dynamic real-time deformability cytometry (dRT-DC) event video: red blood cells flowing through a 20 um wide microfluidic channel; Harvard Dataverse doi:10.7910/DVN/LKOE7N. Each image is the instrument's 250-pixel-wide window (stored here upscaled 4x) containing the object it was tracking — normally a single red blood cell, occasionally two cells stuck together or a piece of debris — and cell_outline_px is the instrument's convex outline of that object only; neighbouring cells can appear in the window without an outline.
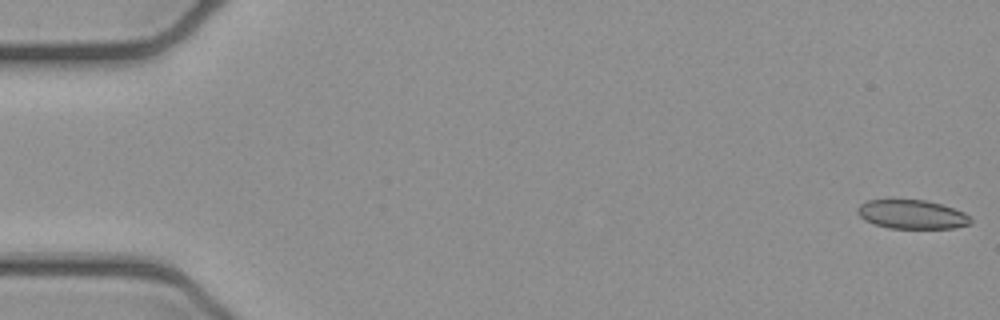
{"species": "common noctule bat (a hibernating species)", "species_latin": "Nyctalus noctula", "temperature_condition": "cold", "stored_images_in_passage": 5, "camera_frame_rate_fps": 3000, "um_per_image_px": 0.085, "animal": {"sex": "female", "body_mass_g": 21.9}, "frame": {"image": 1, "passage_image": 1, "time_ms": 0.0, "image_size_px": [1000, 320], "cell_outline_px": [[972, 224], [952, 228], [888, 228], [864, 220], [856, 212], [856, 208], [860, 204], [868, 200], [924, 200], [940, 204], [964, 212], [972, 216]], "centroid_in_image_um": [77.53, 18.23], "position_along_channel_um": 7.5, "area_um2": 19.07}}
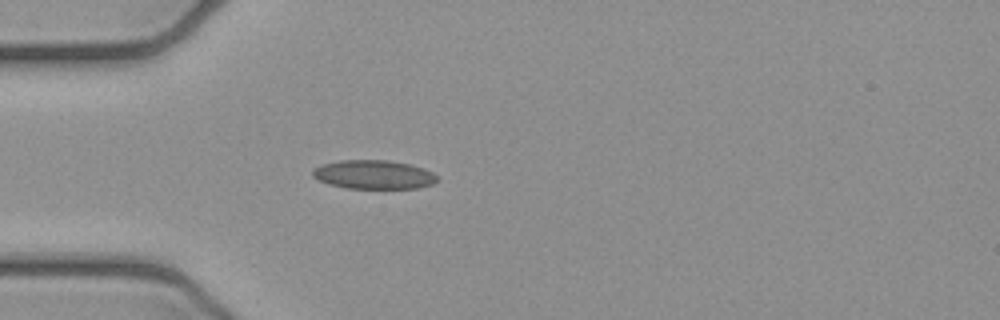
{"frame": {"image": 2, "passage_image": 5, "time_ms": 1.333, "image_size_px": [1000, 320], "cell_outline_px": [[436, 180], [432, 184], [416, 188], [344, 188], [328, 184], [312, 176], [312, 168], [320, 164], [340, 160], [388, 160], [408, 164], [424, 168], [432, 172], [436, 176]], "centroid_in_image_um": [31.7, 14.83], "position_along_channel_um": 53.3, "area_um2": 20.92}}